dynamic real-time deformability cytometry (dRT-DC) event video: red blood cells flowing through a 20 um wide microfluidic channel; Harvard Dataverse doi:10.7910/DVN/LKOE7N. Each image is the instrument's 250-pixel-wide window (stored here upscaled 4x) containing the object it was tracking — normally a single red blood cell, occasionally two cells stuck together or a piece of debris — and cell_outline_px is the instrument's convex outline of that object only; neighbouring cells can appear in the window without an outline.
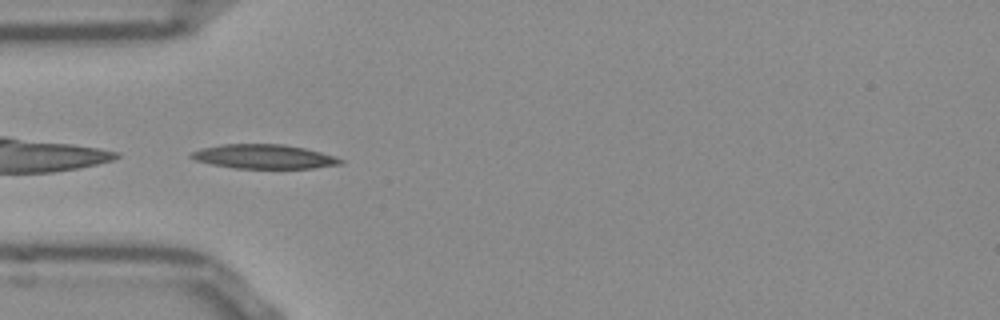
{"species": "Egyptian fruit bat (a non-hibernating species)", "species_latin": "Rousettus aegyptiacus", "temperature_condition": "room temperature", "stored_images_in_passage": 38, "camera_frame_rate_fps": 3000, "um_per_image_px": 0.085, "frame": {"image": 1, "passage_image": 1, "time_ms": 0.0, "image_size_px": [1000, 320], "cell_outline_px": [[344, 164], [312, 168], [236, 168], [212, 164], [196, 160], [188, 156], [192, 152], [200, 148], [224, 144], [280, 144], [304, 148], [320, 152], [344, 160]], "centroid_in_image_um": [22.43, 13.31], "position_along_channel_um": 62.6, "area_um2": 20.87}}
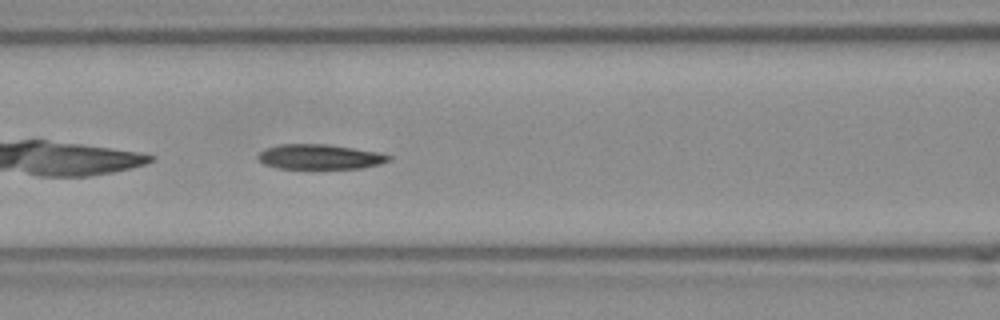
{"frame": {"image": 2, "passage_image": 7, "time_ms": 2.0, "image_size_px": [1000, 320], "cell_outline_px": [[392, 160], [380, 164], [360, 168], [280, 168], [264, 164], [256, 156], [264, 148], [280, 144], [324, 144], [380, 152], [392, 156]], "centroid_in_image_um": [27.2, 13.32], "position_along_channel_um": 139.4, "area_um2": 18.9}}
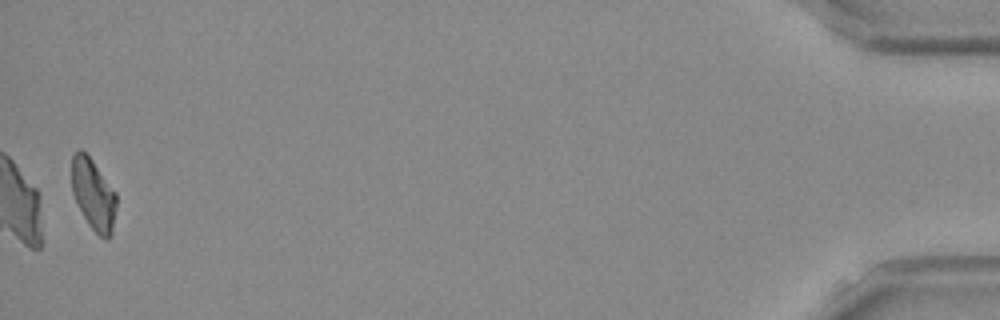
{"frame": {"image": 3, "passage_image": 37, "time_ms": 12.0, "image_size_px": [1000, 320], "cell_outline_px": [[116, 204], [112, 232], [108, 240], [104, 240], [88, 224], [72, 192], [72, 156], [80, 148], [92, 160], [116, 192]], "centroid_in_image_um": [7.95, 16.54], "position_along_channel_um": 427.3, "area_um2": 18.26}, "authors_computed_cell_mechanics": {"area_um2": 19.3341, "velocity_mm_per_s": 3.8424, "shape_relaxation_time_tau1_ms": 10.4281, "shape_relaxation_time_tau2_ms": 7.7901, "deformation_change_tau1": 0.2311, "deformation_change_tau2": 0.1717}}